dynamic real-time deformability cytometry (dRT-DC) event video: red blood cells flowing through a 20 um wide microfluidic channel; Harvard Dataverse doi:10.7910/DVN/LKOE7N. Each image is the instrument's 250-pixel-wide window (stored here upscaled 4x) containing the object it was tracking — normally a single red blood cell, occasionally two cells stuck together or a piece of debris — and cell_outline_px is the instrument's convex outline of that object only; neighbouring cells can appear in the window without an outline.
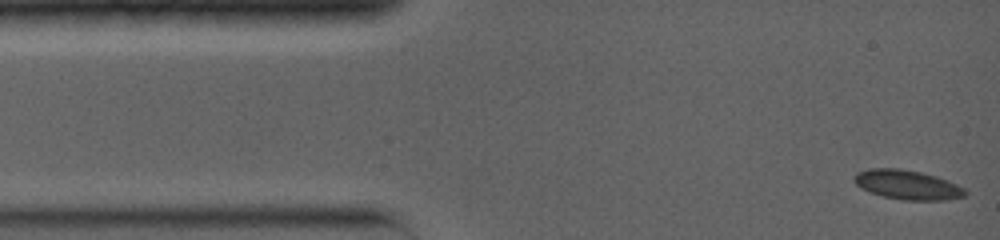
{"species": "common noctule bat (a hibernating species)", "species_latin": "Nyctalus noctula", "temperature_condition": "warm", "stored_images_in_passage": 24, "camera_frame_rate_fps": 5000, "um_per_image_px": 0.085, "animal": {"sex": "female", "body_mass_g": 19.0, "forearm_length_mm": 56.7}, "frame": {"image": 1, "passage_image": 1, "time_ms": 0.0, "image_size_px": [1000, 240], "cell_outline_px": [[968, 192], [964, 196], [944, 200], [904, 200], [884, 196], [860, 188], [852, 180], [852, 176], [856, 172], [868, 168], [900, 168], [920, 172], [936, 176], [948, 180], [964, 188]], "centroid_in_image_um": [77.09, 15.69], "position_along_channel_um": 7.9, "area_um2": 19.07}}
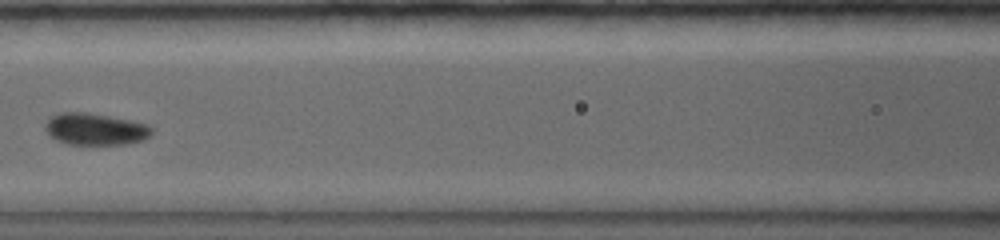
{"frame": {"image": 2, "passage_image": 13, "time_ms": 5.6, "image_size_px": [1000, 240], "cell_outline_px": [[152, 132], [144, 140], [124, 144], [64, 144], [48, 136], [44, 128], [44, 124], [52, 116], [60, 112], [88, 112], [148, 124], [152, 128]], "centroid_in_image_um": [8.04, 10.98], "position_along_channel_um": 158.6, "area_um2": 19.83}}
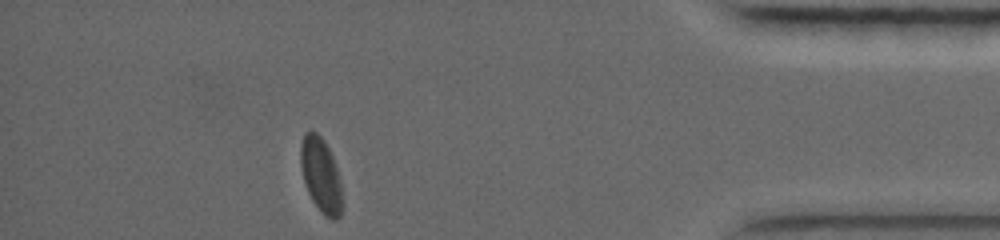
{"frame": {"image": 3, "passage_image": 24, "time_ms": 13.0, "image_size_px": [1000, 240], "cell_outline_px": [[344, 204], [340, 216], [336, 220], [332, 220], [324, 216], [312, 200], [308, 192], [304, 180], [300, 164], [300, 148], [304, 132], [316, 132], [324, 140], [332, 156], [340, 180]], "centroid_in_image_um": [27.3, 14.93], "position_along_channel_um": 407.9, "area_um2": 18.21}, "authors_computed_cell_mechanics": {"area_um2": 18.5538, "velocity_mm_per_s": 3.9999, "shape_relaxation_time_tau1_ms": 2.6927, "shape_relaxation_time_tau2_ms": null, "deformation_change_tau1": 0.0717, "deformation_change_tau2": null}}